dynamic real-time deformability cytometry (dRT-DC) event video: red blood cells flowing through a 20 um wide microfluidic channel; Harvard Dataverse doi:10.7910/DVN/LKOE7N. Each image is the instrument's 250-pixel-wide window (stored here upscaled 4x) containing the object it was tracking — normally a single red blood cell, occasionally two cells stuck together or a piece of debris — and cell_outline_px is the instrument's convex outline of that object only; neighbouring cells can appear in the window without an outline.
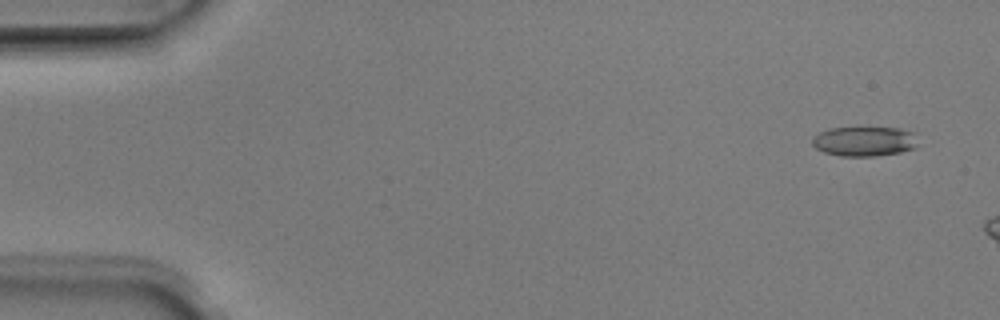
{"species": "Egyptian fruit bat (a non-hibernating species)", "species_latin": "Rousettus aegyptiacus", "temperature_condition": "room temperature", "stored_images_in_passage": 8, "camera_frame_rate_fps": 3000, "um_per_image_px": 0.085, "animal": {"sex": "male"}, "frame": {"image": 1, "passage_image": 3, "time_ms": 0.667, "image_size_px": [1000, 320], "cell_outline_px": [[916, 148], [900, 152], [876, 156], [840, 156], [824, 152], [816, 148], [812, 144], [812, 136], [828, 128], [900, 128], [912, 132], [916, 144]], "centroid_in_image_um": [73.42, 12.02], "position_along_channel_um": 11.6, "area_um2": 18.21}}